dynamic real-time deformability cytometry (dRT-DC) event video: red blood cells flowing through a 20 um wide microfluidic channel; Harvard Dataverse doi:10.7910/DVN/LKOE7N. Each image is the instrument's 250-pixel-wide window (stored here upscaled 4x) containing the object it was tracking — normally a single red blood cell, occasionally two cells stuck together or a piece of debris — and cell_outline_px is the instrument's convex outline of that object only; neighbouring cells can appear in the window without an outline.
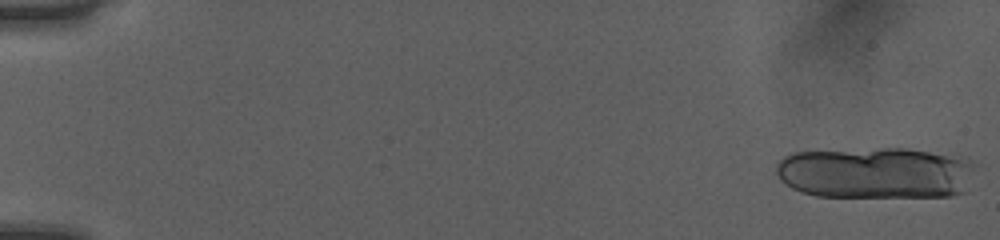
{"species": "human", "species_latin": "Homo sapiens", "temperature_condition": "room temperature", "stored_images_in_passage": 17, "camera_frame_rate_fps": 3000, "um_per_image_px": 0.085, "donor": {"sex": "female"}, "frame": {"image": 1, "passage_image": 1, "time_ms": 0.0, "image_size_px": [1000, 240], "cell_outline_px": [[976, 164], [968, 192], [952, 196], [816, 196], [792, 188], [780, 180], [776, 172], [776, 164], [784, 156], [792, 152], [880, 148], [908, 148], [968, 156]], "centroid_in_image_um": [74.54, 14.67], "position_along_channel_um": 10.5, "area_um2": 61.04}}